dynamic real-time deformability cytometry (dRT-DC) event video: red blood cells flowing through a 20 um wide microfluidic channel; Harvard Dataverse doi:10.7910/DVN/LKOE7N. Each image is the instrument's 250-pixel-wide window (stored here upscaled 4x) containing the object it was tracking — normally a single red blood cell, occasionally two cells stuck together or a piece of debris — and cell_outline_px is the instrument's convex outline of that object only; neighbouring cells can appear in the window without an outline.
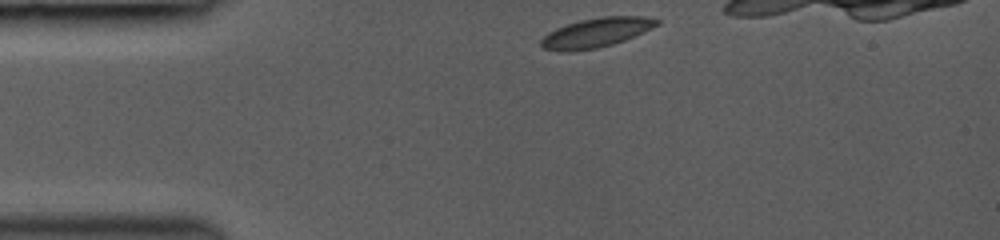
{"species": "common noctule bat (a hibernating species)", "species_latin": "Nyctalus noctula", "temperature_condition": "room temperature", "stored_images_in_passage": 31, "camera_frame_rate_fps": 3000, "um_per_image_px": 0.085, "animal": {"sex": "female", "body_mass_g": 19.0, "forearm_length_mm": 53.3}, "frame": {"image": 1, "passage_image": 1, "time_ms": 0.0, "image_size_px": [1000, 240], "cell_outline_px": [[660, 24], [644, 32], [624, 40], [612, 44], [596, 48], [568, 52], [560, 52], [544, 48], [540, 44], [540, 40], [548, 32], [556, 28], [580, 20], [600, 16], [644, 16], [660, 20]], "centroid_in_image_um": [50.68, 2.77], "position_along_channel_um": 34.3, "area_um2": 19.88}}
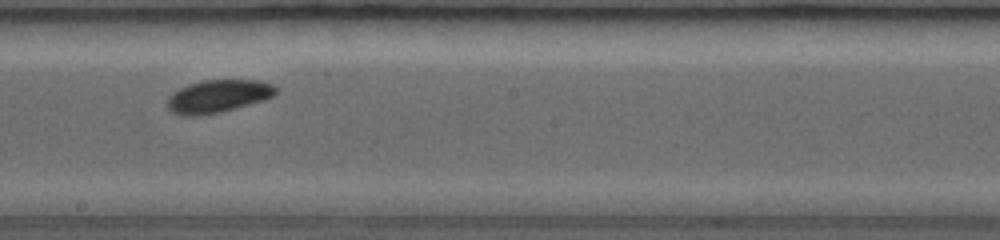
{"frame": {"image": 2, "passage_image": 17, "time_ms": 5.667, "image_size_px": [1000, 240], "cell_outline_px": [[280, 92], [276, 96], [264, 100], [220, 112], [200, 116], [180, 116], [172, 112], [168, 108], [168, 100], [172, 92], [188, 84], [204, 80], [260, 80], [276, 84]], "centroid_in_image_um": [18.6, 8.17], "position_along_channel_um": 229.6, "area_um2": 21.1}}
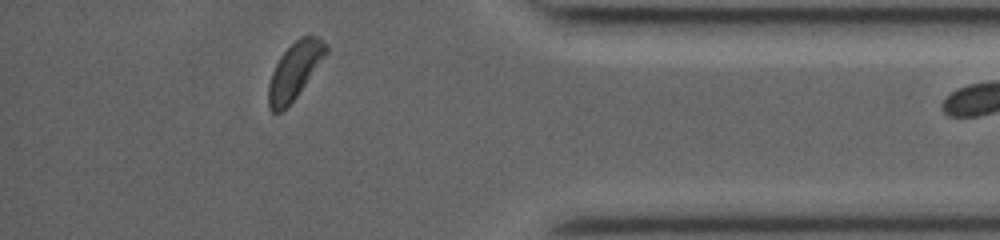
{"frame": {"image": 3, "passage_image": 30, "time_ms": 10.333, "image_size_px": [1000, 240], "cell_outline_px": [[328, 52], [296, 96], [280, 112], [272, 112], [268, 108], [268, 84], [272, 72], [280, 56], [300, 36], [316, 36], [328, 44]], "centroid_in_image_um": [25.04, 6.0], "position_along_channel_um": 410.2, "area_um2": 18.55}}